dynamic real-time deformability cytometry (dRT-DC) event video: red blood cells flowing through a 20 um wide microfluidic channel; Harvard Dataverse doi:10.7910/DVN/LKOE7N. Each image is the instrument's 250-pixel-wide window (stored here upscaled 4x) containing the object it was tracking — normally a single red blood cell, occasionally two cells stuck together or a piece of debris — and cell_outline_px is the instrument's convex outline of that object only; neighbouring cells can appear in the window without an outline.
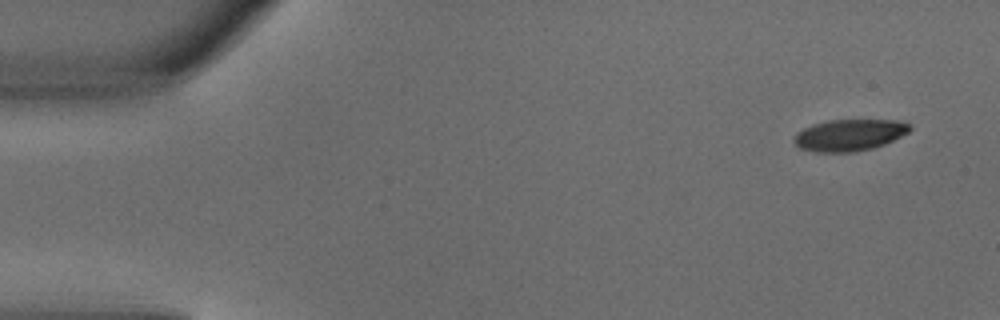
{"species": "common noctule bat (a hibernating species)", "species_latin": "Nyctalus noctula", "temperature_condition": "warm", "stored_images_in_passage": 6, "segment_of_instrument_passage": [1, 2], "camera_frame_rate_fps": 3000, "um_per_image_px": 0.085, "animal": {"sex": "male", "body_mass_g": 18.8}, "frame": {"image": 1, "passage_image": 1, "time_ms": 0.0, "image_size_px": [1000, 320], "cell_outline_px": [[912, 128], [908, 132], [884, 144], [872, 148], [856, 152], [816, 152], [800, 148], [792, 140], [796, 132], [812, 124], [828, 120], [900, 120], [908, 124]], "centroid_in_image_um": [72.17, 11.48], "position_along_channel_um": 12.8, "area_um2": 21.33}}
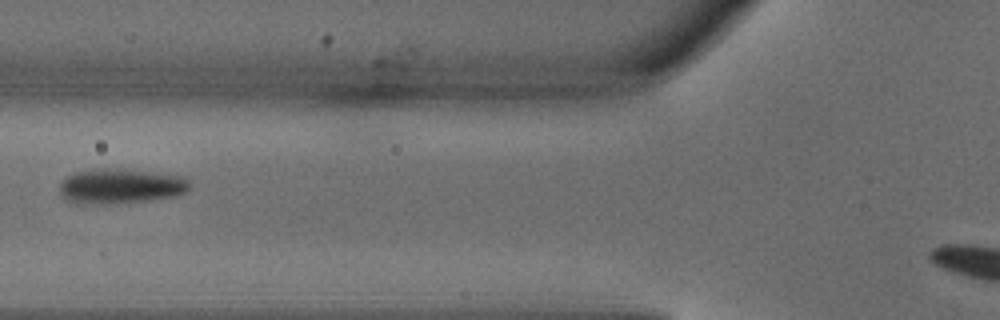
{"frame": {"image": 2, "passage_image": 5, "time_ms": 1.333, "image_size_px": [1000, 320], "cell_outline_px": [[192, 184], [184, 192], [176, 196], [148, 200], [112, 204], [100, 204], [68, 200], [60, 196], [60, 184], [68, 176], [76, 172], [100, 168], [144, 172], [184, 176]], "centroid_in_image_um": [10.27, 15.83], "position_along_channel_um": 115.5, "area_um2": 25.84}}